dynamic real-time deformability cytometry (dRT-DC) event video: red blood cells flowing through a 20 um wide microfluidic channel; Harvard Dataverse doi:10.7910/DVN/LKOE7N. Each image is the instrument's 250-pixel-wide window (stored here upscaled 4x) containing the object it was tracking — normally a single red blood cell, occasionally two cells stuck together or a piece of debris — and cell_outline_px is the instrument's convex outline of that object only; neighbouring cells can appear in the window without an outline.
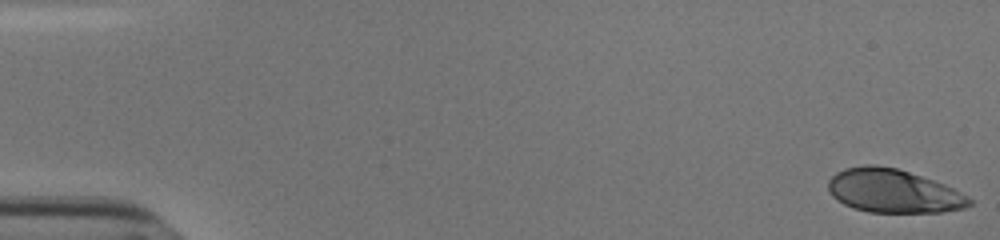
{"species": "human", "species_latin": "Homo sapiens", "temperature_condition": "cold", "stored_images_in_passage": 54, "camera_frame_rate_fps": 3000, "um_per_image_px": 0.085, "donor": {"sex": "male"}, "frame": {"image": 1, "passage_image": 1, "time_ms": 0.0, "image_size_px": [1000, 240], "cell_outline_px": [[972, 204], [964, 208], [940, 212], [868, 212], [852, 208], [836, 200], [832, 196], [828, 188], [828, 180], [836, 172], [844, 168], [864, 164], [876, 164], [896, 168], [944, 184], [968, 196], [972, 200]], "centroid_in_image_um": [75.89, 16.23], "position_along_channel_um": 9.1, "area_um2": 35.84}}
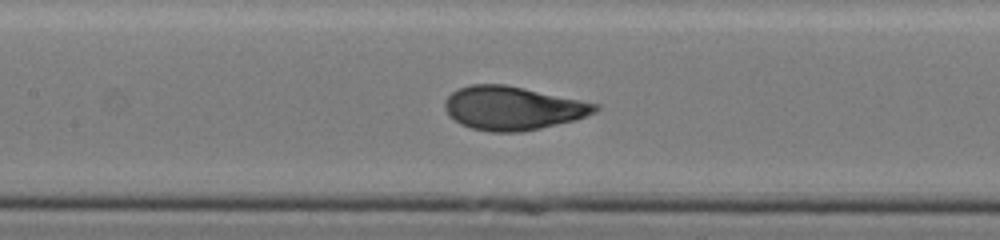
{"frame": {"image": 2, "passage_image": 26, "time_ms": 8.333, "image_size_px": [1000, 240], "cell_outline_px": [[600, 108], [596, 112], [576, 120], [540, 128], [520, 132], [492, 132], [472, 128], [460, 124], [444, 108], [444, 100], [452, 92], [460, 88], [472, 84], [504, 84], [524, 88], [600, 104]], "centroid_in_image_um": [43.61, 9.19], "position_along_channel_um": 163.8, "area_um2": 38.03}}
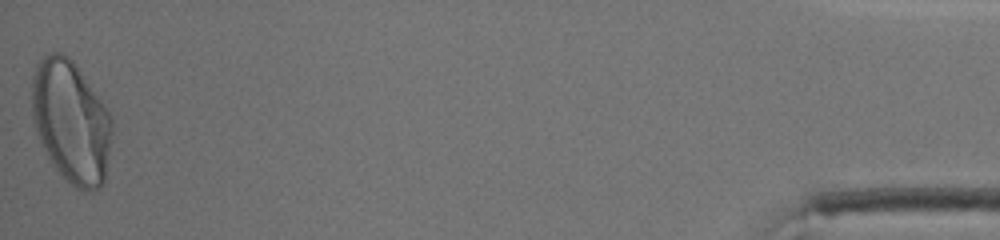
{"frame": {"image": 3, "passage_image": 54, "time_ms": 17.667, "image_size_px": [1000, 240], "cell_outline_px": [[112, 140], [104, 180], [100, 188], [92, 192], [84, 192], [76, 188], [48, 160], [36, 128], [32, 116], [32, 76], [36, 64], [44, 56], [52, 52], [60, 52], [68, 56], [72, 60], [112, 116]], "centroid_in_image_um": [6.05, 10.36], "position_along_channel_um": 429.2, "area_um2": 56.99}, "authors_computed_cell_mechanics": {"area_um2": 37.7434, "velocity_mm_per_s": 3.795, "shape_relaxation_time_tau1_ms": 3.568, "shape_relaxation_time_tau2_ms": null, "deformation_change_tau1": 0.1965, "deformation_change_tau2": null}}